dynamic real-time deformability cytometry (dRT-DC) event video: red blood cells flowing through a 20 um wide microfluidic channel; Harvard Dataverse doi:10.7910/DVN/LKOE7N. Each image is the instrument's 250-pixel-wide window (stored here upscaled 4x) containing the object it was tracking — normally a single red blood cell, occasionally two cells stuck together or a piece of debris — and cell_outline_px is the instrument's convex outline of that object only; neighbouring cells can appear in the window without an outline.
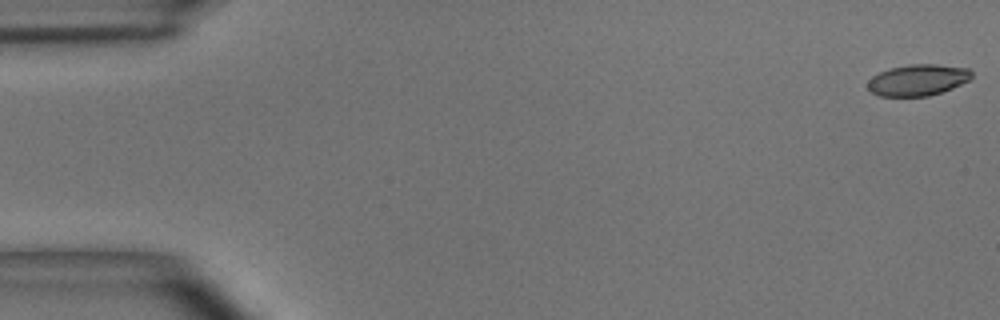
{"species": "common noctule bat (a hibernating species)", "species_latin": "Nyctalus noctula", "temperature_condition": "room temperature", "stored_images_in_passage": 55, "camera_frame_rate_fps": 3000, "um_per_image_px": 0.085, "animal": {"sex": "male", "body_mass_g": 15.6}, "frame": {"image": 1, "passage_image": 1, "time_ms": 0.0, "image_size_px": [1000, 320], "cell_outline_px": [[972, 76], [968, 80], [952, 88], [928, 96], [880, 96], [872, 92], [868, 88], [868, 80], [872, 76], [880, 72], [892, 68], [908, 64], [936, 64], [968, 68], [972, 72]], "centroid_in_image_um": [78.01, 6.79], "position_along_channel_um": 7.0, "area_um2": 18.79}}
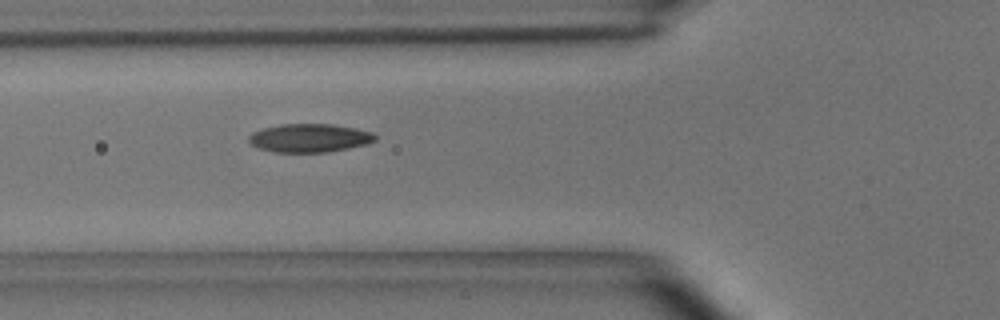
{"frame": {"image": 2, "passage_image": 20, "time_ms": 6.333, "image_size_px": [1000, 320], "cell_outline_px": [[376, 140], [368, 144], [328, 152], [272, 152], [260, 148], [252, 144], [248, 140], [248, 136], [252, 132], [264, 128], [280, 124], [332, 124], [356, 128], [372, 132], [376, 136]], "centroid_in_image_um": [26.32, 11.73], "position_along_channel_um": 99.5, "area_um2": 20.98}}
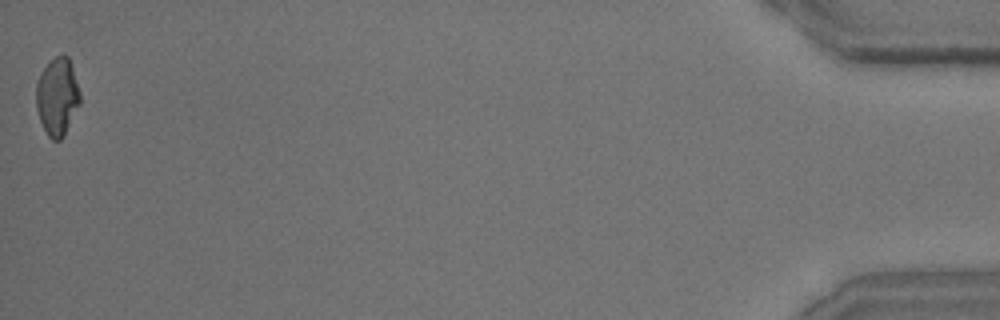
{"frame": {"image": 3, "passage_image": 55, "time_ms": 18.0, "image_size_px": [1000, 320], "cell_outline_px": [[80, 104], [64, 136], [60, 140], [52, 140], [48, 136], [40, 120], [36, 108], [36, 84], [44, 68], [56, 56], [64, 52], [68, 56], [80, 92]], "centroid_in_image_um": [4.88, 8.23], "position_along_channel_um": 430.3, "area_um2": 19.77}, "authors_computed_cell_mechanics": {"area_um2": 20.1144, "velocity_mm_per_s": 3.6367, "shape_relaxation_time_tau1_ms": 4.3185, "shape_relaxation_time_tau2_ms": 2.3718, "deformation_change_tau1": 0.1558, "deformation_change_tau2": 0.0752}}